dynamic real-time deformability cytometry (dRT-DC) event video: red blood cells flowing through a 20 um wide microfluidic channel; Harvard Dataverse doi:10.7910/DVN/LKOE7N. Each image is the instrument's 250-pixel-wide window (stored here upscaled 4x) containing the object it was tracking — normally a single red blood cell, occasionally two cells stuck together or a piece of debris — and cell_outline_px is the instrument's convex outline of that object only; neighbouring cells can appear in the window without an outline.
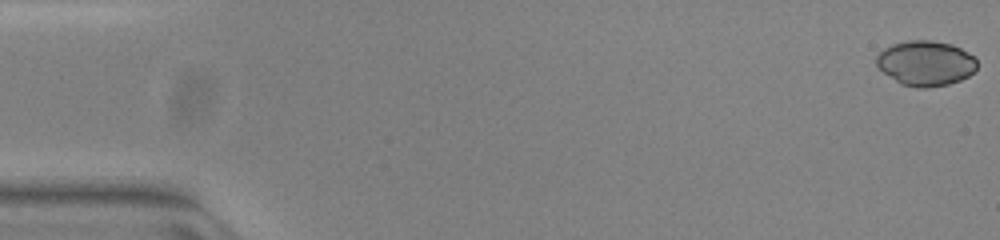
{"species": "common noctule bat (a hibernating species)", "species_latin": "Nyctalus noctula", "temperature_condition": "warm", "stored_images_in_passage": 52, "camera_frame_rate_fps": 3000, "um_per_image_px": 0.085, "animal": {"sex": "female", "body_mass_g": 23.0, "forearm_length_mm": 53.4}, "frame": {"image": 1, "passage_image": 1, "time_ms": 0.0, "image_size_px": [1000, 240], "cell_outline_px": [[976, 68], [968, 76], [960, 80], [948, 84], [928, 88], [916, 88], [900, 84], [884, 72], [876, 64], [876, 56], [884, 48], [892, 44], [908, 40], [932, 40], [952, 44], [960, 48], [972, 56], [976, 60]], "centroid_in_image_um": [78.66, 5.37], "position_along_channel_um": 6.3, "area_um2": 26.36}}
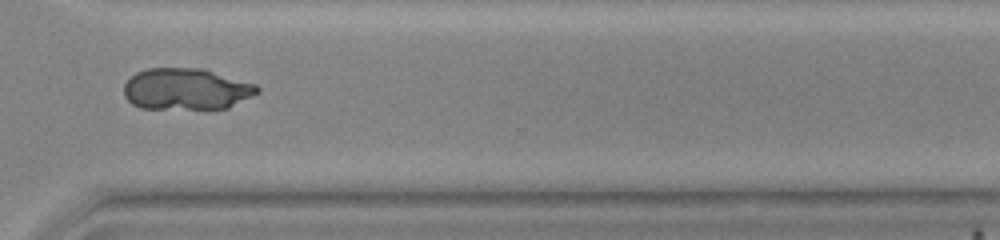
{"frame": {"image": 2, "passage_image": 39, "time_ms": 12.667, "image_size_px": [1000, 240], "cell_outline_px": [[260, 92], [228, 108], [140, 108], [132, 104], [124, 96], [124, 84], [136, 72], [148, 68], [204, 68], [256, 84], [260, 88]], "centroid_in_image_um": [15.85, 7.56], "position_along_channel_um": 354.8, "area_um2": 32.31}}
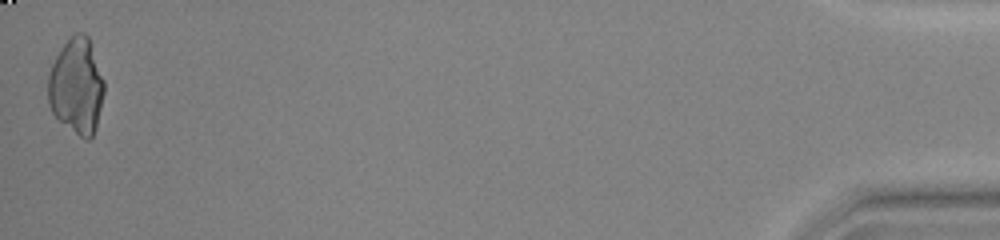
{"frame": {"image": 3, "passage_image": 52, "time_ms": 17.0, "image_size_px": [1000, 240], "cell_outline_px": [[104, 92], [96, 128], [92, 136], [88, 140], [84, 140], [60, 120], [52, 112], [48, 104], [48, 76], [52, 64], [60, 48], [76, 32], [84, 32], [88, 36], [104, 80]], "centroid_in_image_um": [6.51, 7.32], "position_along_channel_um": 428.7, "area_um2": 31.15}}